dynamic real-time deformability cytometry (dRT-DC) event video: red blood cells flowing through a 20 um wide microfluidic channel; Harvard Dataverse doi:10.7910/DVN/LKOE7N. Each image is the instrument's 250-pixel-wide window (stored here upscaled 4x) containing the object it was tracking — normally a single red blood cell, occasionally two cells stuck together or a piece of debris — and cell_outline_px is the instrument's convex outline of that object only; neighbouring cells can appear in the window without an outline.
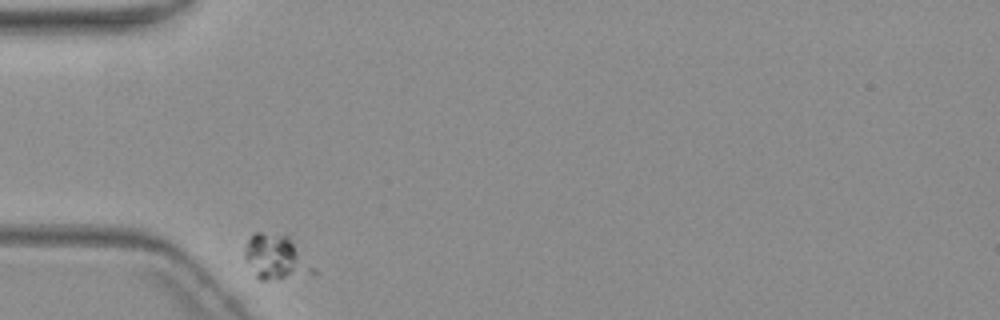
{"species": "common noctule bat (a hibernating species)", "species_latin": "Nyctalus noctula", "temperature_condition": "warm", "stored_images_in_passage": 3, "camera_frame_rate_fps": 3000, "um_per_image_px": 0.085, "animal": {"sex": "female", "body_mass_g": 19.3, "forearm_length_mm": 54.1}, "frame": {"image": 1, "passage_image": 1, "time_ms": 0.0, "image_size_px": [1000, 320], "cell_outline_px": [[316, 272], [264, 280], [260, 280], [256, 276], [244, 260], [244, 248], [252, 232], [260, 232], [288, 236]], "centroid_in_image_um": [23.34, 21.83], "position_along_channel_um": 61.7, "area_um2": 17.05}}
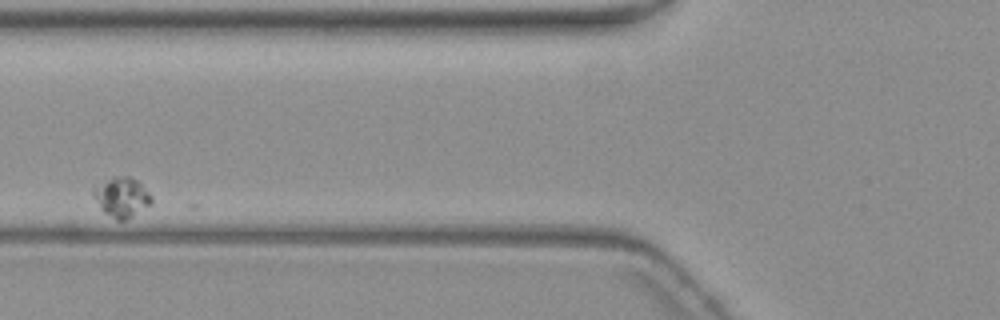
{"frame": {"image": 2, "passage_image": 3, "time_ms": 2.333, "image_size_px": [1000, 320], "cell_outline_px": [[152, 204], [132, 216], [124, 220], [116, 220], [104, 212], [100, 208], [92, 196], [92, 188], [112, 176], [128, 176], [136, 180], [152, 196]], "centroid_in_image_um": [10.32, 16.75], "position_along_channel_um": 115.5, "area_um2": 13.47}}